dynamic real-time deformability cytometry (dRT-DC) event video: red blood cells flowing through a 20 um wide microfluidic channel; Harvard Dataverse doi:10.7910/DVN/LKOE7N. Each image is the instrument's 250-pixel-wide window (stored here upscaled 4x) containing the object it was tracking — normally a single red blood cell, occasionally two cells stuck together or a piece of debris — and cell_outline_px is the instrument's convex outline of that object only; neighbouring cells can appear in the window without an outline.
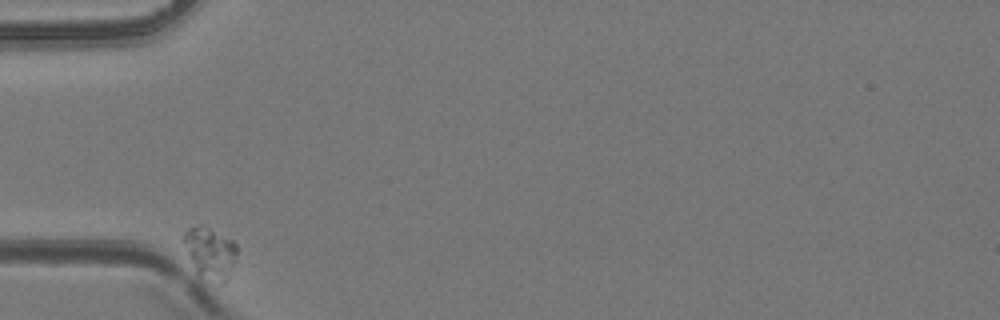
{"species": "common noctule bat (a hibernating species)", "species_latin": "Nyctalus noctula", "temperature_condition": "room temperature", "stored_images_in_passage": 34, "camera_frame_rate_fps": 3000, "um_per_image_px": 0.085, "animal": {"sex": "female", "body_mass_g": 24.6, "forearm_length_mm": 56.2}, "frame": {"image": 1, "passage_image": 1, "time_ms": 0.0, "image_size_px": [1000, 320], "cell_outline_px": [[236, 260], [224, 284], [220, 284], [196, 272], [188, 252], [184, 240], [184, 232], [188, 228], [200, 224], [204, 224], [232, 240], [236, 244]], "centroid_in_image_um": [17.89, 21.46], "position_along_channel_um": 67.1, "area_um2": 15.61}}
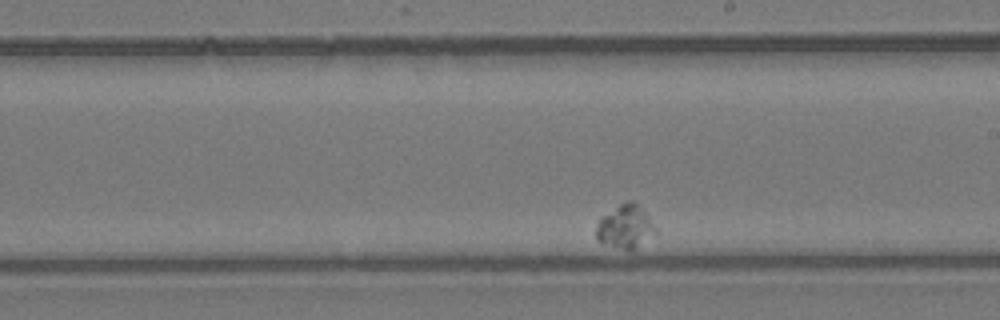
{"frame": {"image": 2, "passage_image": 20, "time_ms": 6.333, "image_size_px": [1000, 320], "cell_outline_px": [[656, 232], [632, 252], [600, 244], [596, 240], [596, 228], [600, 216], [620, 204], [628, 200], [632, 200], [648, 216], [656, 228]], "centroid_in_image_um": [53.1, 19.31], "position_along_channel_um": 235.9, "area_um2": 15.2}}
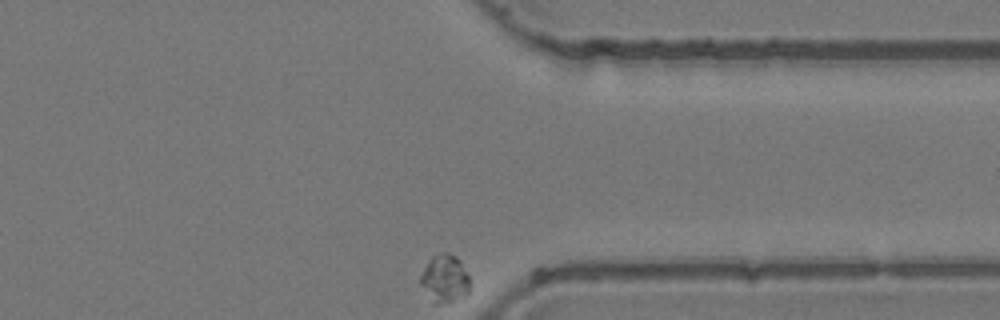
{"frame": {"image": 3, "passage_image": 34, "time_ms": 11.0, "image_size_px": [1000, 320], "cell_outline_px": [[468, 292], [452, 300], [440, 304], [436, 304], [420, 284], [420, 276], [424, 268], [432, 256], [444, 252], [448, 252], [456, 256], [460, 260], [468, 276]], "centroid_in_image_um": [37.78, 23.64], "position_along_channel_um": 373.6, "area_um2": 13.24}}